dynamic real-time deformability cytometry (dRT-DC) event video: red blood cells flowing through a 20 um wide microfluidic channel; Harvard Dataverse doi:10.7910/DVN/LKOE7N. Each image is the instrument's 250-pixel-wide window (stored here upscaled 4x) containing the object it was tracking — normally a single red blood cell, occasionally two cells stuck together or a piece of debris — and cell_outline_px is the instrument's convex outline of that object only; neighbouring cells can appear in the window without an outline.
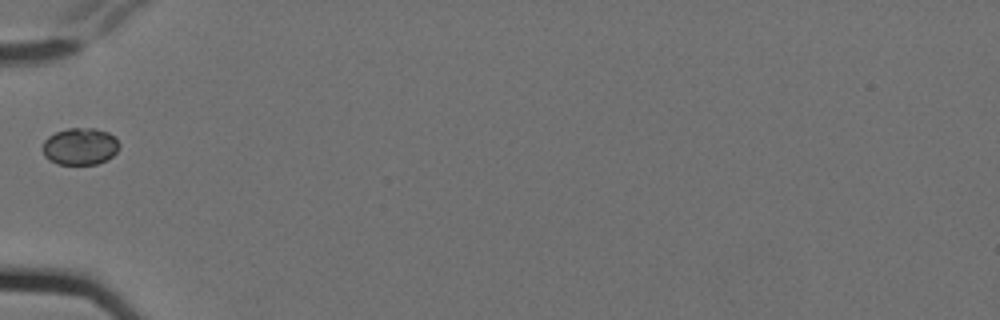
{"species": "Egyptian fruit bat (a non-hibernating species)", "species_latin": "Rousettus aegyptiacus", "temperature_condition": "cold", "stored_images_in_passage": 7, "camera_frame_rate_fps": 3000, "um_per_image_px": 0.085, "animal": {"sex": "female"}, "frame": {"image": 1, "passage_image": 1, "time_ms": 0.0, "image_size_px": [1000, 320], "cell_outline_px": [[120, 144], [116, 152], [112, 156], [96, 164], [56, 164], [48, 160], [44, 156], [40, 148], [44, 140], [48, 136], [56, 132], [68, 128], [96, 128], [108, 132], [116, 136]], "centroid_in_image_um": [6.77, 12.43], "position_along_channel_um": 78.2, "area_um2": 16.82}}
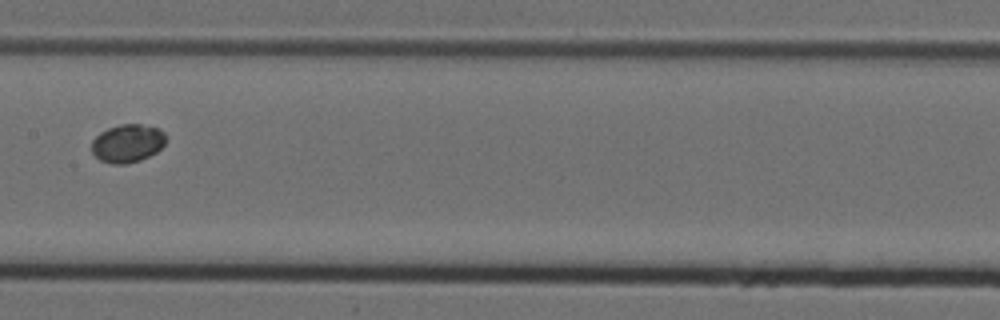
{"frame": {"image": 2, "passage_image": 4, "time_ms": 1.0, "image_size_px": [1000, 320], "cell_outline_px": [[164, 144], [156, 152], [140, 160], [128, 164], [112, 164], [100, 160], [92, 152], [92, 140], [100, 132], [108, 128], [120, 124], [140, 124], [160, 128], [164, 132]], "centroid_in_image_um": [10.82, 12.18], "position_along_channel_um": 196.6, "area_um2": 16.47}}
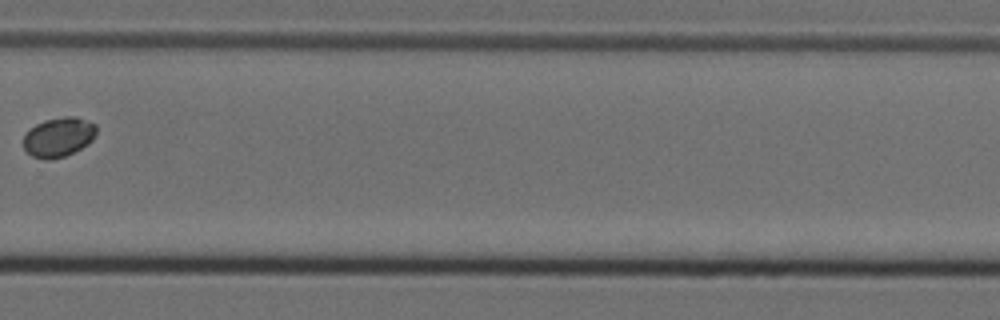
{"frame": {"image": 3, "passage_image": 7, "time_ms": 2.0, "image_size_px": [1000, 320], "cell_outline_px": [[96, 132], [92, 140], [88, 144], [64, 156], [52, 160], [44, 160], [32, 156], [24, 148], [24, 136], [36, 124], [44, 120], [68, 116], [76, 116], [96, 124]], "centroid_in_image_um": [4.99, 11.65], "position_along_channel_um": 324.8, "area_um2": 16.65}}